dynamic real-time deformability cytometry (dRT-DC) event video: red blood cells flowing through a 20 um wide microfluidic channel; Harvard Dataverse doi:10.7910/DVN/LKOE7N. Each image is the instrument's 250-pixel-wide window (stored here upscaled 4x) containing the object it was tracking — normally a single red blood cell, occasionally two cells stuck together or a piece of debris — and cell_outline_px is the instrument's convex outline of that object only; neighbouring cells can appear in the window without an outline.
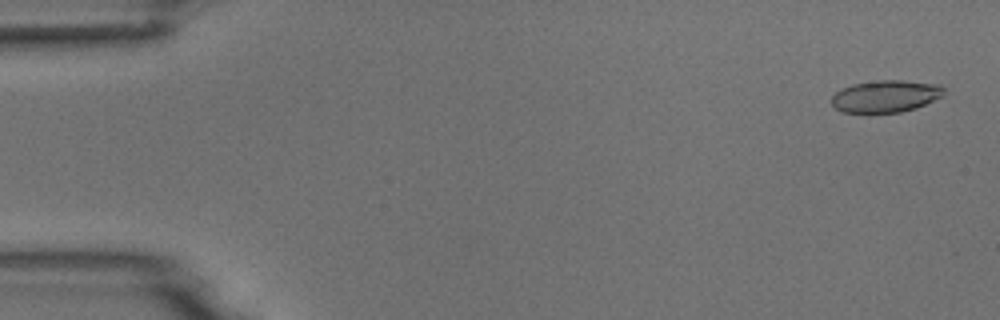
{"species": "common noctule bat (a hibernating species)", "species_latin": "Nyctalus noctula", "temperature_condition": "room temperature", "stored_images_in_passage": 4, "camera_frame_rate_fps": 3000, "um_per_image_px": 0.085, "animal": {"sex": "male", "body_mass_g": 18.8}, "frame": {"image": 1, "passage_image": 1, "time_ms": 0.0, "image_size_px": [1000, 320], "cell_outline_px": [[944, 96], [916, 108], [900, 112], [868, 116], [844, 112], [836, 108], [832, 104], [832, 96], [840, 88], [852, 84], [880, 80], [904, 80], [940, 84], [944, 88]], "centroid_in_image_um": [75.26, 8.22], "position_along_channel_um": 9.7, "area_um2": 21.85}}